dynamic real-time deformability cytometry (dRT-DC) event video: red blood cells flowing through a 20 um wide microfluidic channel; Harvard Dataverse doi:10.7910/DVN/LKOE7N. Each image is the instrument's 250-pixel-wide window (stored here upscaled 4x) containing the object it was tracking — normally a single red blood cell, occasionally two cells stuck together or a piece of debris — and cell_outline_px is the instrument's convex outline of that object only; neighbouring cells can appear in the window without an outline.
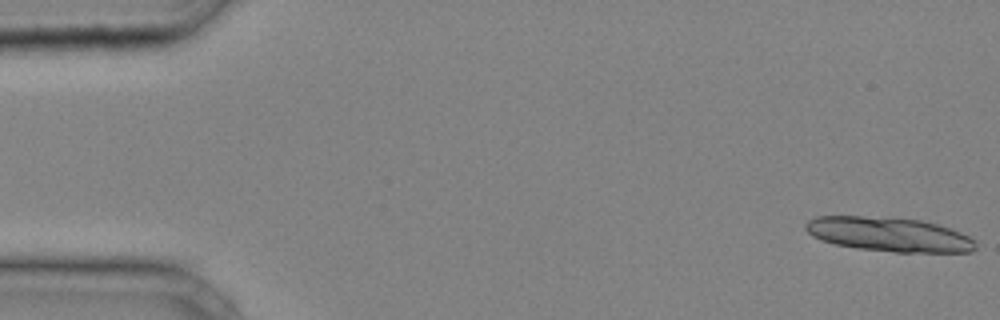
{"species": "common noctule bat (a hibernating species)", "species_latin": "Nyctalus noctula", "temperature_condition": "cold", "stored_images_in_passage": 27, "segment_of_instrument_passage": [1, 2], "camera_frame_rate_fps": 3000, "um_per_image_px": 0.085, "animal": {"sex": "male", "body_mass_g": 20.4}, "frame": {"image": 1, "passage_image": 1, "time_ms": 0.0, "image_size_px": [1000, 320], "cell_outline_px": [[976, 248], [972, 252], [896, 252], [856, 248], [836, 244], [820, 240], [812, 236], [804, 228], [804, 224], [808, 220], [816, 216], [864, 216], [920, 220], [936, 224], [960, 232], [976, 240]], "centroid_in_image_um": [75.54, 19.93], "position_along_channel_um": 9.5, "area_um2": 33.93}}